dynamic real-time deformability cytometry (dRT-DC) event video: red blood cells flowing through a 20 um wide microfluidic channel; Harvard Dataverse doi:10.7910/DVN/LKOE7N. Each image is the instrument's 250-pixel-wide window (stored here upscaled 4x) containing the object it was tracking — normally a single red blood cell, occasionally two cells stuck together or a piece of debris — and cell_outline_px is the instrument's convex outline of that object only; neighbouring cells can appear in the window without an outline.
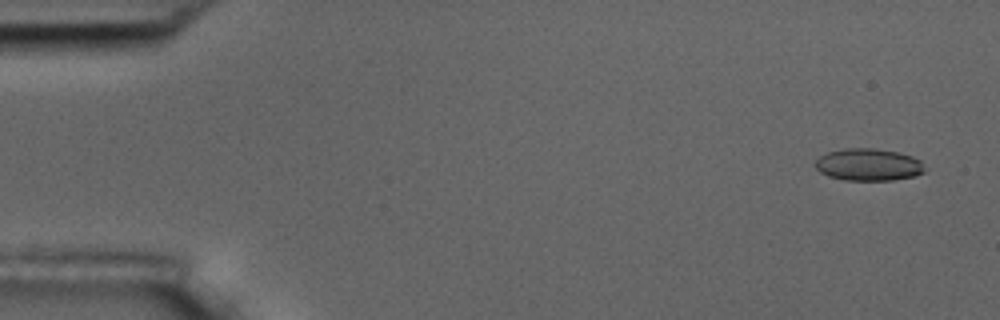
{"species": "common noctule bat (a hibernating species)", "species_latin": "Nyctalus noctula", "temperature_condition": "room temperature", "stored_images_in_passage": 5, "camera_frame_rate_fps": 3000, "um_per_image_px": 0.085, "animal": {"sex": "male", "body_mass_g": 17.5, "forearm_length_mm": 52.3}, "frame": {"image": 1, "passage_image": 1, "time_ms": 0.0, "image_size_px": [1000, 320], "cell_outline_px": [[928, 168], [924, 172], [916, 176], [892, 180], [844, 180], [828, 176], [820, 172], [816, 168], [816, 160], [820, 156], [828, 152], [844, 148], [872, 148], [896, 152], [912, 156], [920, 160]], "centroid_in_image_um": [73.85, 14.0], "position_along_channel_um": 11.1, "area_um2": 20.63}}